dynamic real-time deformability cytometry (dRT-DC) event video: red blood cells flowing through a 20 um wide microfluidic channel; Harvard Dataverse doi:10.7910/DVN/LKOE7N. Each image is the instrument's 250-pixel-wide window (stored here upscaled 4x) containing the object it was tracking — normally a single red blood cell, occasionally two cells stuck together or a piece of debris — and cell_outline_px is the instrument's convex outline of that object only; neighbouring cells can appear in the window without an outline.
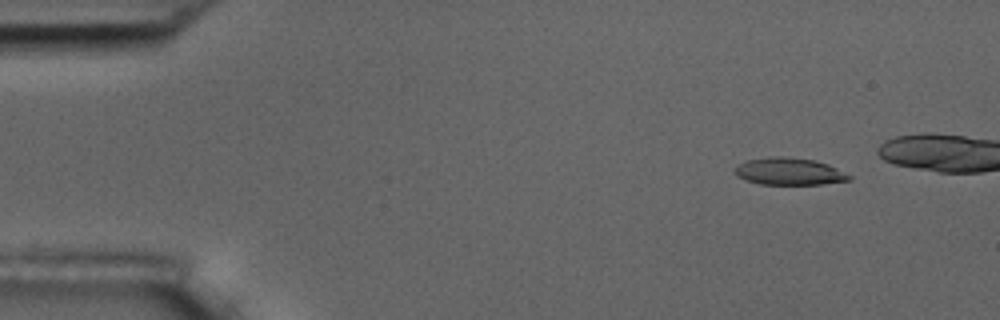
{"species": "common noctule bat (a hibernating species)", "species_latin": "Nyctalus noctula", "temperature_condition": "room temperature", "stored_images_in_passage": 5, "camera_frame_rate_fps": 3000, "um_per_image_px": 0.085, "animal": {"sex": "male", "body_mass_g": 17.5, "forearm_length_mm": 52.3}, "frame": {"image": 1, "passage_image": 1, "time_ms": 0.0, "image_size_px": [1000, 320], "cell_outline_px": [[852, 180], [820, 184], [760, 184], [736, 176], [732, 172], [740, 164], [748, 160], [768, 156], [780, 156], [816, 160], [828, 164], [852, 176]], "centroid_in_image_um": [67.09, 14.57], "position_along_channel_um": 17.9, "area_um2": 18.03}}